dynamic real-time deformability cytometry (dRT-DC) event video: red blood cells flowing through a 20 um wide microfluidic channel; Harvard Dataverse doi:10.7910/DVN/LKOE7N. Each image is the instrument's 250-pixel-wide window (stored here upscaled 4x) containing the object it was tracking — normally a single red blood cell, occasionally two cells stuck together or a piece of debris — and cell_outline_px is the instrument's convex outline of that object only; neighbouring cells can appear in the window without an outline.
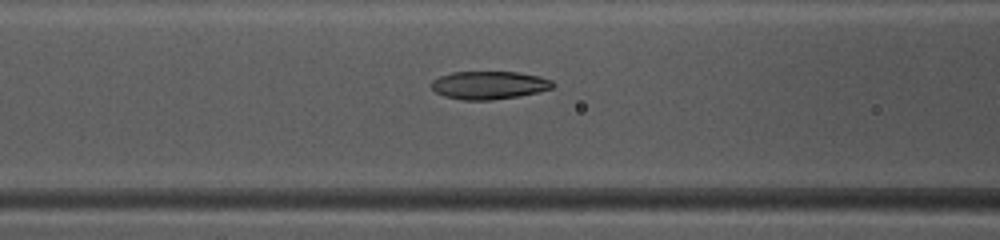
{"species": "common noctule bat (a hibernating species)", "species_latin": "Nyctalus noctula", "temperature_condition": "warm", "stored_images_in_passage": 20, "camera_frame_rate_fps": 3000, "um_per_image_px": 0.085, "animal": {"sex": "female", "body_mass_g": 10.0, "forearm_length_mm": 53.1}, "frame": {"image": 1, "passage_image": 20, "time_ms": 6.333, "image_size_px": [1000, 240], "cell_outline_px": [[556, 84], [552, 88], [540, 92], [520, 96], [492, 100], [464, 100], [444, 96], [436, 92], [428, 84], [432, 80], [440, 76], [452, 72], [516, 72], [540, 76], [552, 80]], "centroid_in_image_um": [41.58, 7.24], "position_along_channel_um": 125.0, "area_um2": 20.06}}